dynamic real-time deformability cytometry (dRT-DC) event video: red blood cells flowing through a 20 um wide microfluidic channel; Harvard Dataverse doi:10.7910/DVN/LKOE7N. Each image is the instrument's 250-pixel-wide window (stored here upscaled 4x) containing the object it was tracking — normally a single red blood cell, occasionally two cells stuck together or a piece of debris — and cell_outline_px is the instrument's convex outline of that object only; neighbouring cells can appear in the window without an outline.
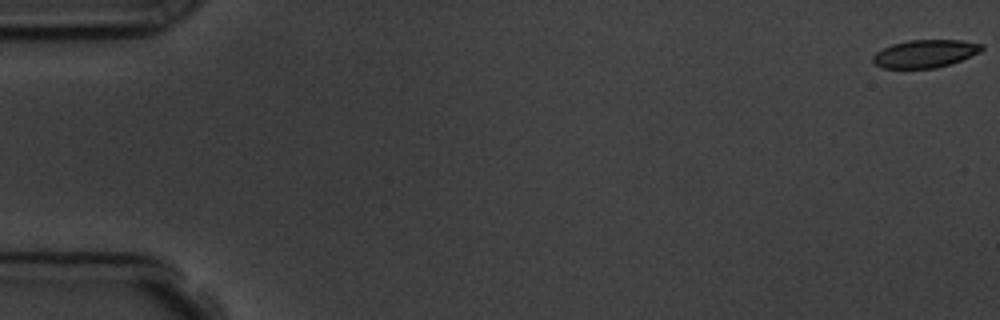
{"species": "common noctule bat (a hibernating species)", "species_latin": "Nyctalus noctula", "temperature_condition": "room temperature", "stored_images_in_passage": 5, "camera_frame_rate_fps": 3000, "um_per_image_px": 0.085, "animal": {"sex": "male", "body_mass_g": 19.5, "forearm_length_mm": 54.6}, "frame": {"image": 1, "passage_image": 1, "time_ms": 0.0, "image_size_px": [1000, 320], "cell_outline_px": [[984, 48], [980, 52], [960, 60], [936, 68], [884, 68], [876, 64], [872, 60], [872, 56], [876, 52], [892, 44], [908, 40], [964, 40], [984, 44]], "centroid_in_image_um": [78.65, 4.55], "position_along_channel_um": 6.4, "area_um2": 17.57}}
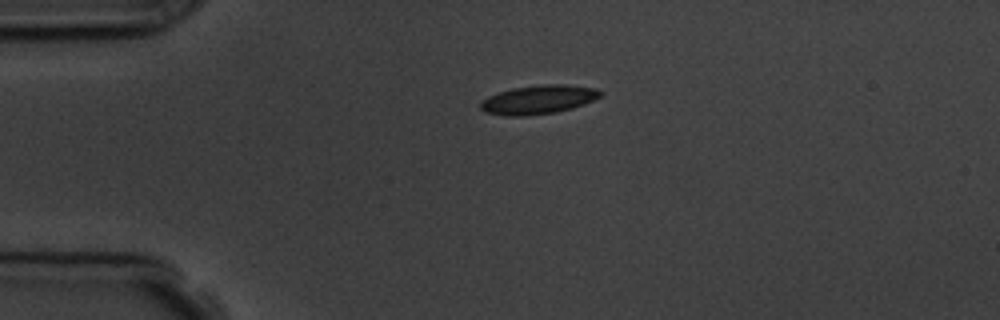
{"frame": {"image": 2, "passage_image": 4, "time_ms": 4.333, "image_size_px": [1000, 320], "cell_outline_px": [[604, 92], [600, 96], [584, 104], [572, 108], [556, 112], [524, 116], [504, 116], [484, 112], [480, 108], [480, 104], [488, 96], [512, 88], [544, 84], [568, 84], [596, 88]], "centroid_in_image_um": [45.77, 8.46], "position_along_channel_um": 39.2, "area_um2": 20.17}}